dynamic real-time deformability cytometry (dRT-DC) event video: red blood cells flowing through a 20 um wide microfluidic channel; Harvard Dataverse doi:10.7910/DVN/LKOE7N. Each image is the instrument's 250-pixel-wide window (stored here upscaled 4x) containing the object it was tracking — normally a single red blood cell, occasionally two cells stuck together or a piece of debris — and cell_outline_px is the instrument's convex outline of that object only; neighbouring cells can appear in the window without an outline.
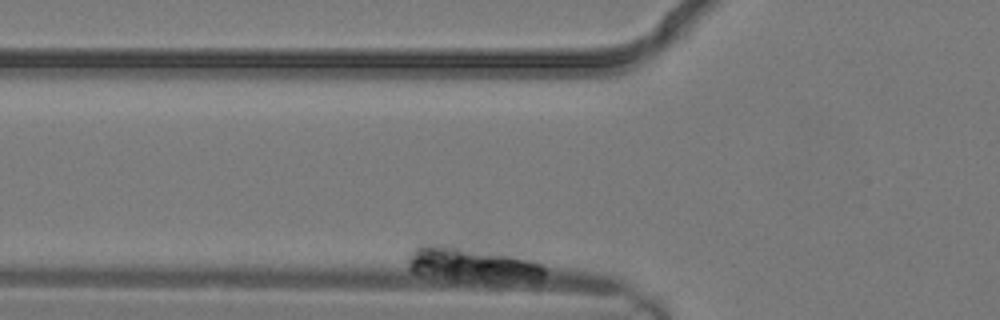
{"species": "common noctule bat (a hibernating species)", "species_latin": "Nyctalus noctula", "temperature_condition": "warm", "stored_images_in_passage": 4, "camera_frame_rate_fps": 3000, "um_per_image_px": 0.085, "animal": {"sex": "male", "body_mass_g": 19.2, "forearm_length_mm": 51.8}, "frame": {"image": 1, "passage_image": 3, "time_ms": 0.667, "image_size_px": [1000, 320], "cell_outline_px": [[544, 276], [540, 280], [452, 280], [412, 272], [408, 268], [408, 256], [412, 248], [416, 244], [488, 244], [536, 260], [544, 268]], "centroid_in_image_um": [40.16, 22.34], "position_along_channel_um": 85.6, "area_um2": 29.65}}
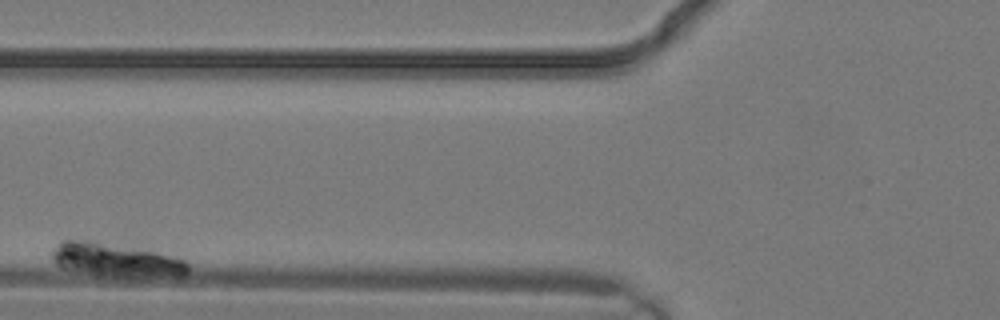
{"frame": {"image": 2, "passage_image": 4, "time_ms": 1.0, "image_size_px": [1000, 320], "cell_outline_px": [[188, 272], [184, 276], [176, 280], [96, 276], [60, 268], [52, 260], [52, 252], [56, 244], [60, 240], [100, 240], [156, 252], [172, 256], [184, 260], [188, 264]], "centroid_in_image_um": [9.91, 22.15], "position_along_channel_um": 115.9, "area_um2": 28.32}}